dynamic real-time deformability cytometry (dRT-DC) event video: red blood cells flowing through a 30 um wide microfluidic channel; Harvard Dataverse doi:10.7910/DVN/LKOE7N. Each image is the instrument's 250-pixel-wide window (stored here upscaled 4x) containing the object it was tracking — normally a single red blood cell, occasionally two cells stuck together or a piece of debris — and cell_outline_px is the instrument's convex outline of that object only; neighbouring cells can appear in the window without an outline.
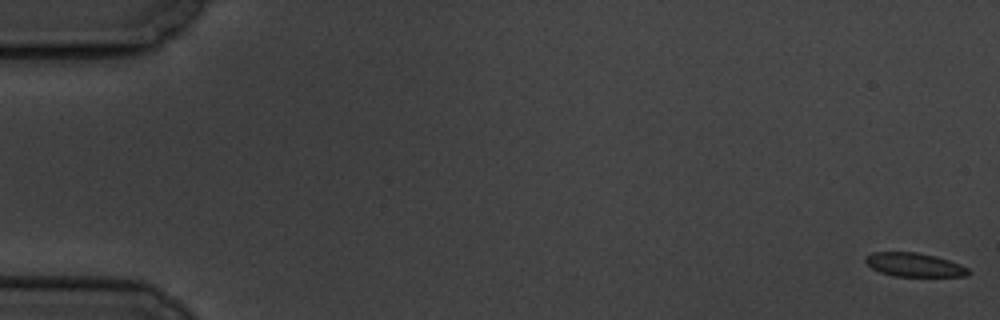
{"species": "common noctule bat (a hibernating species)", "species_latin": "Nyctalus noctula", "temperature_condition": "cold", "stored_images_in_passage": 13, "camera_frame_rate_fps": 3000, "um_per_image_px": 0.085, "animal": {"sex": "male", "body_mass_g": 19.5, "forearm_length_mm": 54.6}, "frame": {"image": 1, "passage_image": 1, "time_ms": 0.0, "image_size_px": [1000, 320], "cell_outline_px": [[972, 272], [968, 276], [896, 276], [880, 272], [872, 268], [864, 260], [864, 256], [872, 252], [916, 252], [936, 256], [960, 264], [968, 268]], "centroid_in_image_um": [77.72, 22.5], "position_along_channel_um": 7.3, "area_um2": 14.28}}
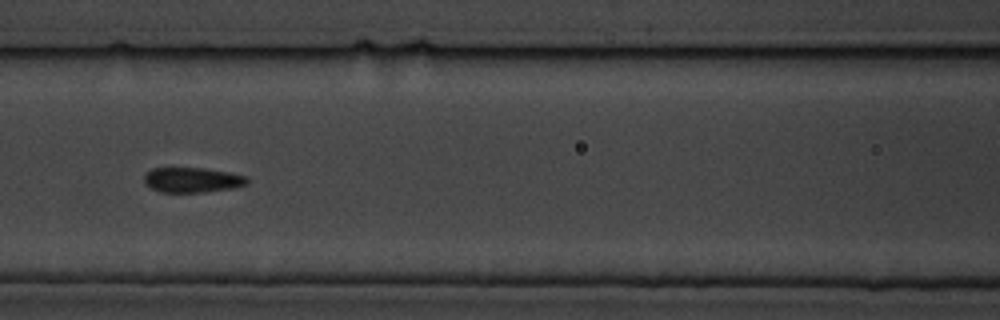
{"frame": {"image": 2, "passage_image": 8, "time_ms": 8.667, "image_size_px": [1000, 320], "cell_outline_px": [[248, 184], [232, 188], [204, 192], [160, 192], [144, 184], [144, 176], [152, 168], [204, 168], [228, 172], [248, 176]], "centroid_in_image_um": [16.35, 15.29], "position_along_channel_um": 150.2, "area_um2": 15.03}}
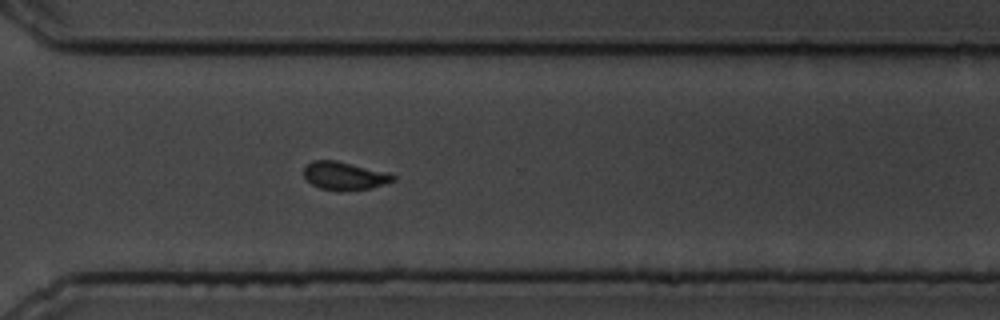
{"frame": {"image": 3, "passage_image": 13, "time_ms": 14.333, "image_size_px": [1000, 320], "cell_outline_px": [[396, 180], [372, 188], [340, 192], [320, 188], [312, 184], [304, 176], [304, 168], [312, 160], [336, 160], [388, 172], [396, 176]], "centroid_in_image_um": [29.3, 14.95], "position_along_channel_um": 341.3, "area_um2": 14.8}}